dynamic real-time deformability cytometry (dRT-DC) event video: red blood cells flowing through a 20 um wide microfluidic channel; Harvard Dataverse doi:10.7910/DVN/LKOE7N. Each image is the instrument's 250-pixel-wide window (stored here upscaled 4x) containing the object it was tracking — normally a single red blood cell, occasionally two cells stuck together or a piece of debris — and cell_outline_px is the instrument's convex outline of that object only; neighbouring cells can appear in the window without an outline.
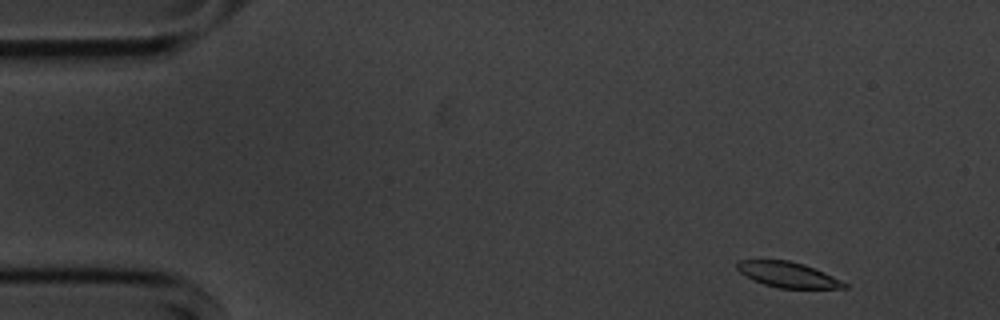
{"species": "common noctule bat (a hibernating species)", "species_latin": "Nyctalus noctula", "temperature_condition": "cold", "stored_images_in_passage": 51, "camera_frame_rate_fps": 3000, "um_per_image_px": 0.085, "animal": {"sex": "male", "body_mass_g": 20.1, "forearm_length_mm": 53.5}, "frame": {"image": 1, "passage_image": 1, "time_ms": 0.0, "image_size_px": [1000, 320], "cell_outline_px": [[848, 288], [780, 288], [764, 284], [740, 272], [736, 268], [736, 264], [740, 260], [788, 260], [804, 264], [824, 272], [848, 284]], "centroid_in_image_um": [66.99, 23.34], "position_along_channel_um": 18.0, "area_um2": 15.61}}
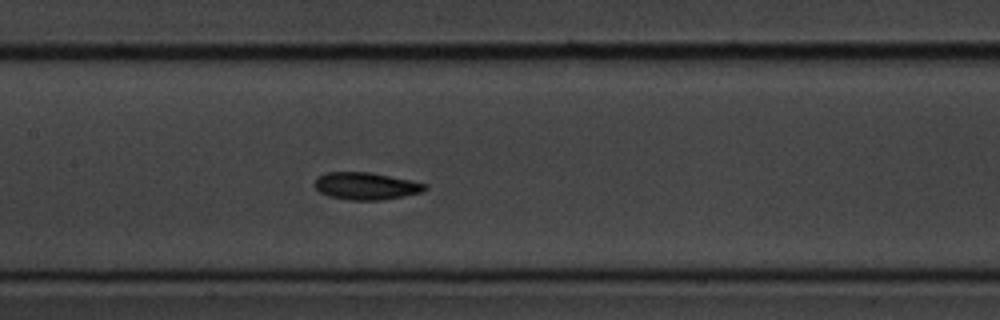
{"frame": {"image": 2, "passage_image": 22, "time_ms": 7.0, "image_size_px": [1000, 320], "cell_outline_px": [[428, 188], [420, 192], [404, 196], [380, 200], [348, 200], [328, 196], [320, 192], [316, 188], [316, 176], [328, 172], [368, 172], [428, 184]], "centroid_in_image_um": [31.09, 15.82], "position_along_channel_um": 176.3, "area_um2": 17.34}}
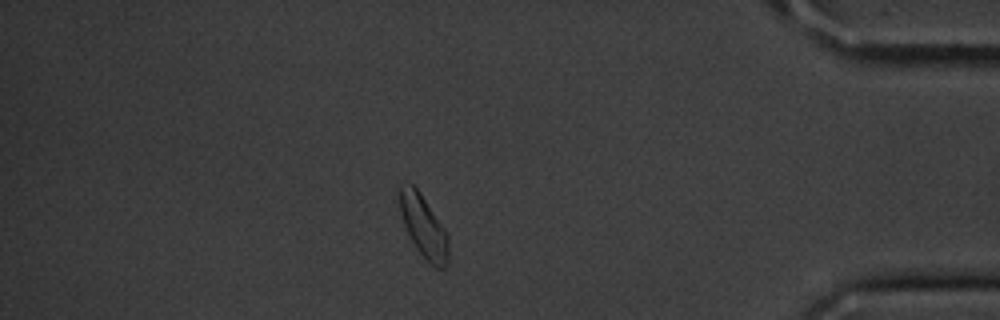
{"frame": {"image": 3, "passage_image": 44, "time_ms": 14.333, "image_size_px": [1000, 320], "cell_outline_px": [[448, 264], [444, 268], [436, 268], [416, 248], [404, 224], [396, 192], [400, 184], [412, 184], [420, 192], [448, 232]], "centroid_in_image_um": [36.0, 19.19], "position_along_channel_um": 399.2, "area_um2": 17.8}, "authors_computed_cell_mechanics": {"area_um2": 17.2822, "velocity_mm_per_s": 3.5565, "shape_relaxation_time_tau1_ms": 2.5594, "shape_relaxation_time_tau2_ms": 2.9525, "deformation_change_tau1": 0.0836, "deformation_change_tau2": 0.077}}